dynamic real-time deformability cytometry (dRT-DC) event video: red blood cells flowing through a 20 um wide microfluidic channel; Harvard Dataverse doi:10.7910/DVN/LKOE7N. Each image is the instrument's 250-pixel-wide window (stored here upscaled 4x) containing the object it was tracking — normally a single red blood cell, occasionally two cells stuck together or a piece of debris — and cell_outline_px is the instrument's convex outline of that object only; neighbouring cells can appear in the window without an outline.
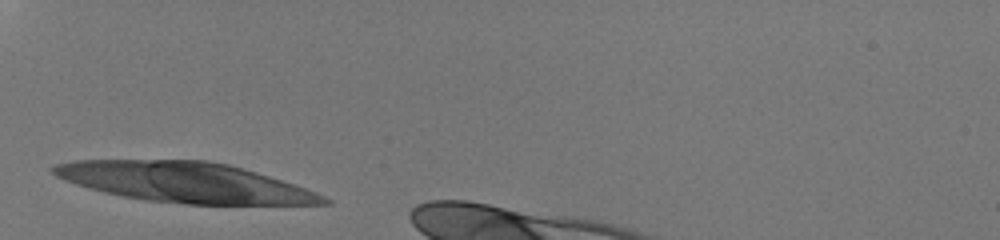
{"species": "human", "species_latin": "Homo sapiens", "temperature_condition": "room temperature", "stored_images_in_passage": 25, "camera_frame_rate_fps": 3000, "um_per_image_px": 0.085, "donor": {"sex": "male"}, "frame": {"image": 1, "passage_image": 1, "time_ms": 0.0, "image_size_px": [1000, 240], "cell_outline_px": [[332, 204], [184, 204], [144, 200], [104, 192], [76, 184], [64, 180], [56, 176], [52, 172], [52, 168], [56, 164], [76, 160], [208, 160], [228, 164], [256, 172], [316, 192], [332, 200]], "centroid_in_image_um": [15.71, 15.5], "position_along_channel_um": 69.3, "area_um2": 62.54}}